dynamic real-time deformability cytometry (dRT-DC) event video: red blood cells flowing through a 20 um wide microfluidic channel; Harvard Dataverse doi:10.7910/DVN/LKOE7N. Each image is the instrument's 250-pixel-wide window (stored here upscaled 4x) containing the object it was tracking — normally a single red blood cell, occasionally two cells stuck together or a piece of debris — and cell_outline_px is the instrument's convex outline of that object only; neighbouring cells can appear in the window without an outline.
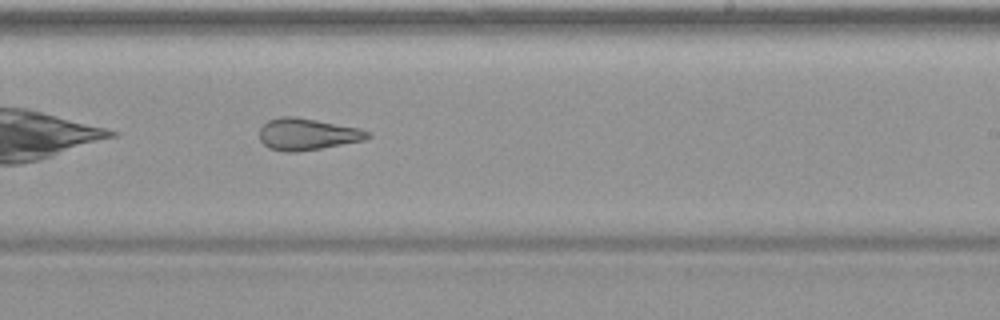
{"species": "common noctule bat (a hibernating species)", "species_latin": "Nyctalus noctula", "temperature_condition": "warm", "stored_images_in_passage": 35, "camera_frame_rate_fps": 3000, "um_per_image_px": 0.085, "animal": {"sex": "female", "body_mass_g": 19.9}, "frame": {"image": 1, "passage_image": 16, "time_ms": 5.0, "image_size_px": [1000, 320], "cell_outline_px": [[372, 136], [364, 140], [320, 148], [296, 152], [284, 152], [268, 148], [260, 140], [260, 128], [268, 120], [280, 116], [296, 116], [360, 128], [372, 132]], "centroid_in_image_um": [26.12, 11.4], "position_along_channel_um": 262.9, "area_um2": 20.11}}